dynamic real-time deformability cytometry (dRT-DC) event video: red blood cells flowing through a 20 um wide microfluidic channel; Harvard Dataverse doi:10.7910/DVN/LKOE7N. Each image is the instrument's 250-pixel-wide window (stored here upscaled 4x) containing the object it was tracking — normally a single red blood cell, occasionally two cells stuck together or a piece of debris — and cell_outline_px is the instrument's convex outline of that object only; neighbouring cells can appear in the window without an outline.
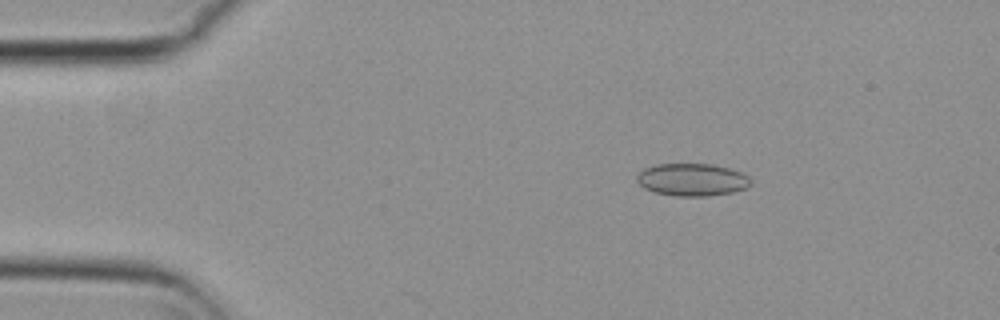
{"species": "common noctule bat (a hibernating species)", "species_latin": "Nyctalus noctula", "temperature_condition": "cold", "stored_images_in_passage": 37, "camera_frame_rate_fps": 3000, "um_per_image_px": 0.085, "animal": {"sex": "female", "body_mass_g": 29.2, "forearm_length_mm": 56.3}, "frame": {"image": 1, "passage_image": 8, "time_ms": 2.333, "image_size_px": [1000, 320], "cell_outline_px": [[752, 184], [748, 188], [732, 192], [708, 196], [676, 196], [652, 192], [644, 188], [636, 180], [636, 176], [644, 168], [656, 164], [712, 164], [728, 168], [740, 172], [748, 176], [752, 180]], "centroid_in_image_um": [58.83, 15.28], "position_along_channel_um": 26.2, "area_um2": 21.73}}
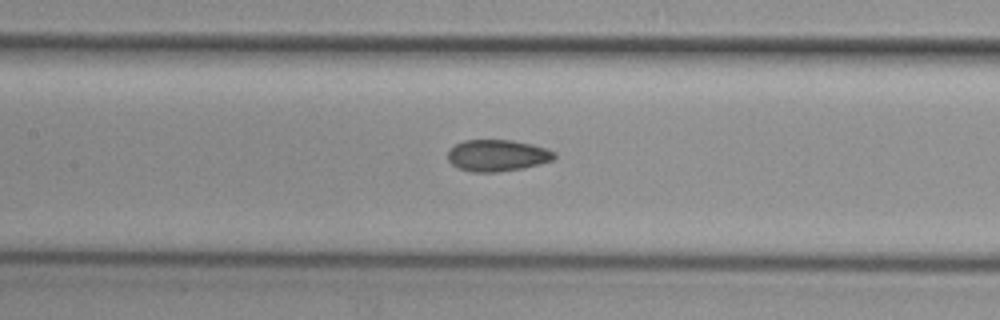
{"frame": {"image": 2, "passage_image": 24, "time_ms": 7.667, "image_size_px": [1000, 320], "cell_outline_px": [[556, 156], [552, 160], [540, 164], [524, 168], [496, 172], [472, 172], [460, 168], [452, 164], [448, 160], [448, 148], [464, 140], [512, 140], [532, 144], [548, 148], [556, 152]], "centroid_in_image_um": [42.29, 13.21], "position_along_channel_um": 165.1, "area_um2": 19.77}}
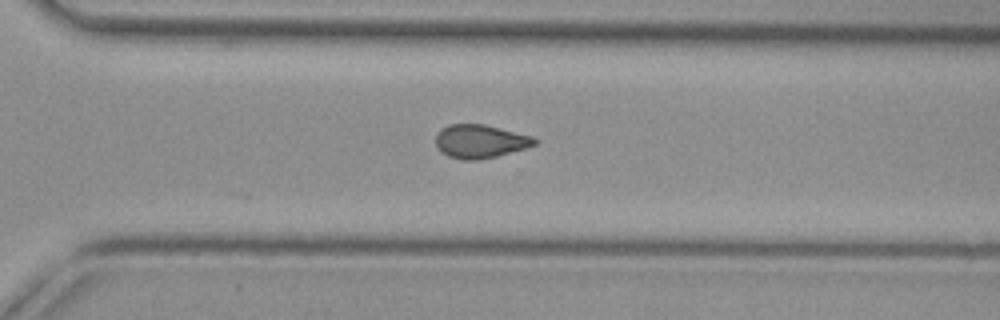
{"frame": {"image": 3, "passage_image": 37, "time_ms": 12.0, "image_size_px": [1000, 320], "cell_outline_px": [[540, 140], [536, 144], [528, 148], [480, 160], [460, 160], [448, 156], [440, 152], [436, 144], [436, 132], [440, 128], [448, 124], [484, 124], [532, 136]], "centroid_in_image_um": [40.8, 12.02], "position_along_channel_um": 329.8, "area_um2": 19.59}}